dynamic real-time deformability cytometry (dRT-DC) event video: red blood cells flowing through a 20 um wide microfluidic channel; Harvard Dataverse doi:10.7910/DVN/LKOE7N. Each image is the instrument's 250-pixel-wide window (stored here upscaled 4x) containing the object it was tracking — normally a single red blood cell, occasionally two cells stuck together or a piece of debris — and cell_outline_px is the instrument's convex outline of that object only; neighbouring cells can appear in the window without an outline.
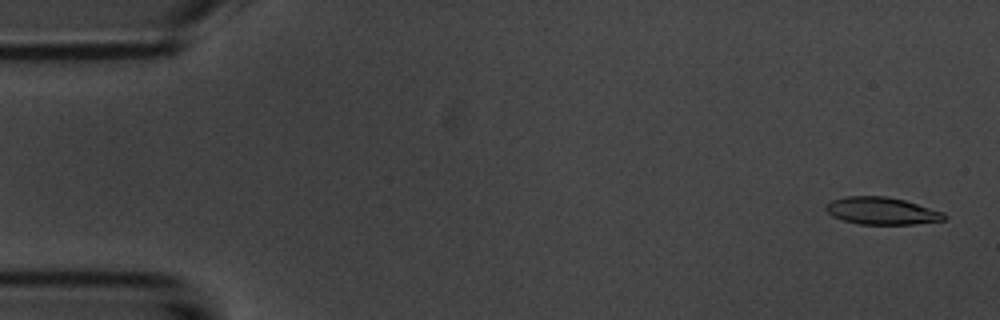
{"species": "common noctule bat (a hibernating species)", "species_latin": "Nyctalus noctula", "temperature_condition": "room temperature", "stored_images_in_passage": 4, "camera_frame_rate_fps": 3000, "um_per_image_px": 0.085, "animal": {"sex": "male", "body_mass_g": 20.1, "forearm_length_mm": 53.5}, "frame": {"image": 1, "passage_image": 1, "time_ms": 0.0, "image_size_px": [1000, 320], "cell_outline_px": [[948, 216], [944, 220], [912, 224], [860, 224], [844, 220], [832, 216], [824, 208], [832, 200], [848, 196], [884, 196], [904, 200], [944, 212]], "centroid_in_image_um": [74.97, 17.92], "position_along_channel_um": 10.0, "area_um2": 18.61}}
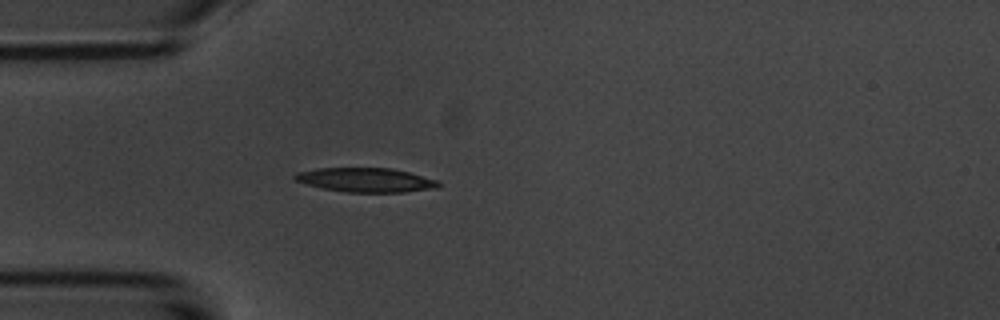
{"frame": {"image": 2, "passage_image": 4, "time_ms": 4.333, "image_size_px": [1000, 320], "cell_outline_px": [[440, 184], [436, 188], [404, 192], [348, 192], [324, 188], [308, 184], [296, 180], [292, 176], [296, 172], [316, 168], [392, 168], [440, 180]], "centroid_in_image_um": [31.12, 15.29], "position_along_channel_um": 53.9, "area_um2": 20.17}}